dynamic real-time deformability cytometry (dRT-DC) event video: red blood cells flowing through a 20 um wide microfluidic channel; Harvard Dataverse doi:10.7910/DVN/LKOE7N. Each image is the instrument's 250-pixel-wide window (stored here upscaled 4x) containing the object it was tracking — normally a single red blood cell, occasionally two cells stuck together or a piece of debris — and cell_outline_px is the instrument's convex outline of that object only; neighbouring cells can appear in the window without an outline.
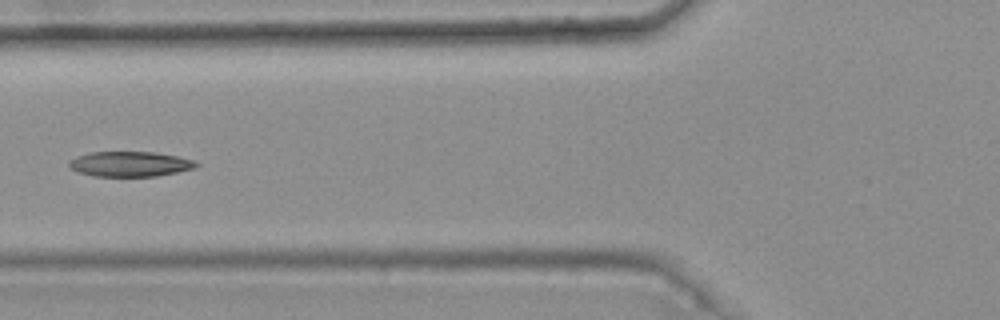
{"species": "common noctule bat (a hibernating species)", "species_latin": "Nyctalus noctula", "temperature_condition": "warm", "stored_images_in_passage": 6, "camera_frame_rate_fps": 3000, "um_per_image_px": 0.085, "animal": {"sex": "female", "body_mass_g": 25.1}, "frame": {"image": 1, "passage_image": 6, "time_ms": 1.667, "image_size_px": [1000, 320], "cell_outline_px": [[200, 164], [196, 168], [156, 176], [92, 176], [68, 168], [68, 160], [76, 156], [92, 152], [156, 152], [180, 156], [196, 160]], "centroid_in_image_um": [11.07, 13.93], "position_along_channel_um": 114.7, "area_um2": 18.84}}